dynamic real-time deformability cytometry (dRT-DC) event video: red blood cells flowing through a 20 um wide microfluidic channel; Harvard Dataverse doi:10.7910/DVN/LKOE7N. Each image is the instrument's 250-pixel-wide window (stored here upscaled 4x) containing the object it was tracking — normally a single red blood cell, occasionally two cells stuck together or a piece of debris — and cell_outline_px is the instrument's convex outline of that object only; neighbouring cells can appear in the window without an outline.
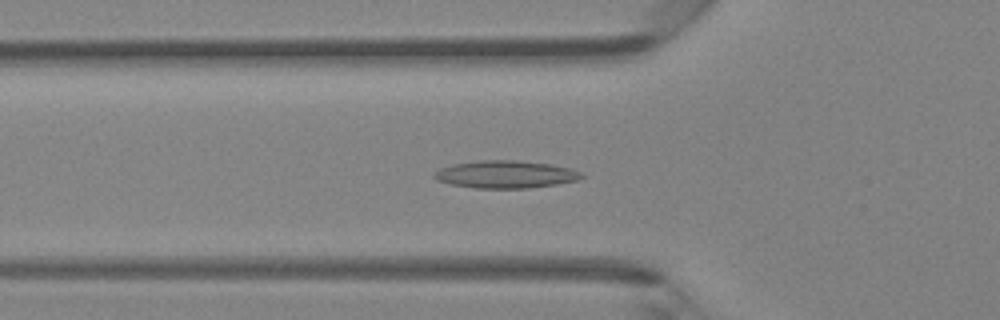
{"species": "Egyptian fruit bat (a non-hibernating species)", "species_latin": "Rousettus aegyptiacus", "temperature_condition": "room temperature", "stored_images_in_passage": 46, "camera_frame_rate_fps": 3000, "um_per_image_px": 0.085, "animal": {"sex": "female"}, "frame": {"image": 1, "passage_image": 15, "time_ms": 4.667, "image_size_px": [1000, 320], "cell_outline_px": [[584, 176], [576, 180], [556, 184], [528, 188], [476, 188], [452, 184], [436, 180], [432, 176], [440, 168], [452, 164], [480, 160], [516, 160], [552, 164], [572, 168], [580, 172]], "centroid_in_image_um": [42.97, 14.81], "position_along_channel_um": 82.8, "area_um2": 23.58}}
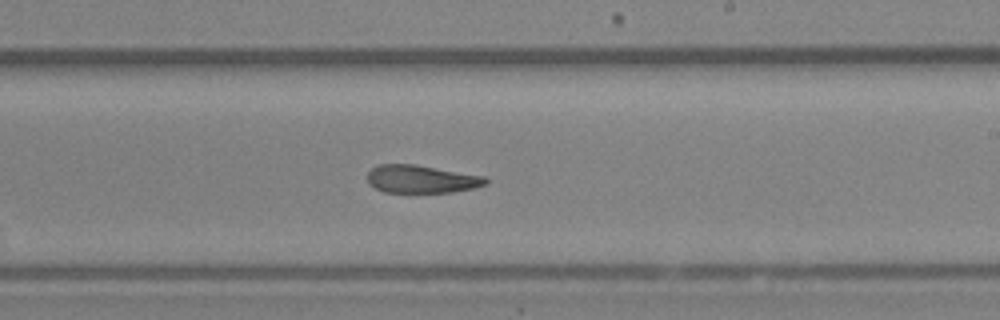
{"frame": {"image": 2, "passage_image": 27, "time_ms": 8.667, "image_size_px": [1000, 320], "cell_outline_px": [[488, 184], [476, 188], [452, 192], [384, 192], [368, 184], [368, 172], [376, 164], [416, 164], [484, 176], [488, 180]], "centroid_in_image_um": [35.83, 15.22], "position_along_channel_um": 253.2, "area_um2": 19.36}}
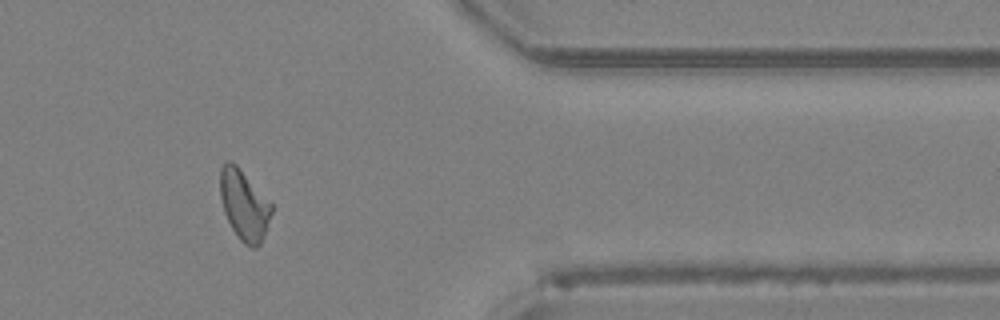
{"frame": {"image": 3, "passage_image": 38, "time_ms": 12.333, "image_size_px": [1000, 320], "cell_outline_px": [[272, 212], [260, 244], [256, 248], [252, 248], [244, 244], [240, 240], [232, 228], [224, 212], [220, 196], [220, 168], [224, 160], [232, 160], [236, 164], [272, 204]], "centroid_in_image_um": [20.72, 17.4], "position_along_channel_um": 390.7, "area_um2": 20.87}, "authors_computed_cell_mechanics": {"area_um2": 20.9814, "velocity_mm_per_s": 4.2713, "shape_relaxation_time_tau1_ms": null, "shape_relaxation_time_tau2_ms": 2.0315, "deformation_change_tau1": null, "deformation_change_tau2": 0.0981}}